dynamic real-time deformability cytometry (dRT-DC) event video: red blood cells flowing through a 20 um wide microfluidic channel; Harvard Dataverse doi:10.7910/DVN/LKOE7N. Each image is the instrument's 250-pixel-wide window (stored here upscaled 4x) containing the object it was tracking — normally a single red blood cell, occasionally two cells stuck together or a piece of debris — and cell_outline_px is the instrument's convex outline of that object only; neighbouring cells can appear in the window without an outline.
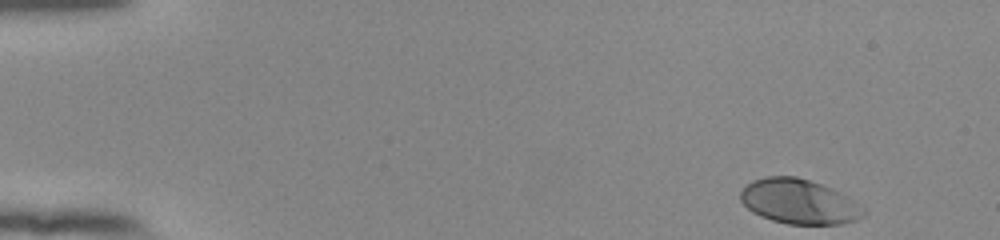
{"species": "human", "species_latin": "Homo sapiens", "temperature_condition": "room temperature", "stored_images_in_passage": 49, "camera_frame_rate_fps": 3000, "um_per_image_px": 0.085, "donor": {"sex": "female"}, "frame": {"image": 1, "passage_image": 1, "time_ms": 0.0, "image_size_px": [1000, 240], "cell_outline_px": [[868, 212], [864, 216], [856, 220], [840, 224], [788, 224], [772, 220], [760, 216], [752, 212], [740, 200], [740, 192], [752, 180], [764, 176], [796, 176], [832, 188], [840, 192]], "centroid_in_image_um": [67.9, 17.14], "position_along_channel_um": 17.1, "area_um2": 31.96}}
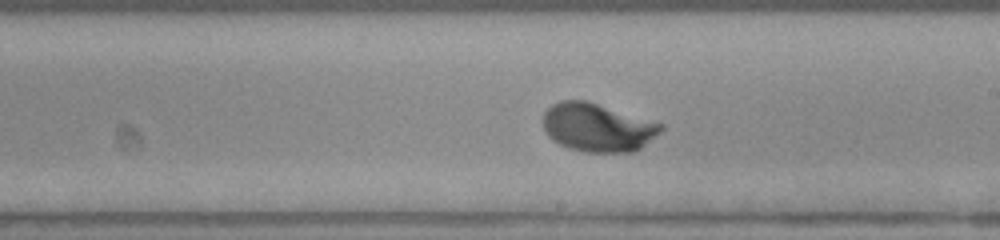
{"frame": {"image": 2, "passage_image": 28, "time_ms": 9.0, "image_size_px": [1000, 240], "cell_outline_px": [[664, 128], [660, 132], [640, 148], [632, 152], [584, 152], [568, 148], [552, 140], [548, 136], [544, 128], [544, 112], [552, 104], [560, 100], [588, 100], [664, 124]], "centroid_in_image_um": [50.79, 10.82], "position_along_channel_um": 238.2, "area_um2": 33.29}}
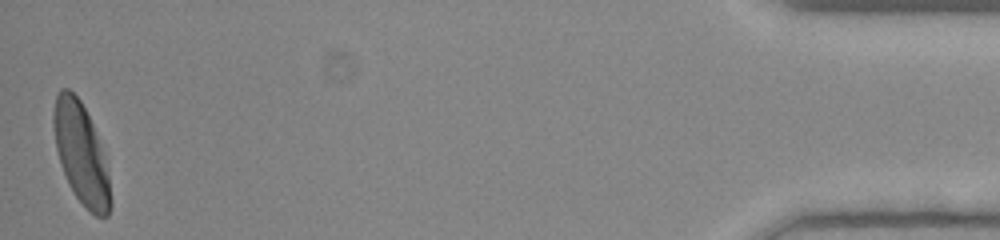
{"frame": {"image": 3, "passage_image": 49, "time_ms": 16.0, "image_size_px": [1000, 240], "cell_outline_px": [[112, 204], [108, 216], [96, 216], [76, 196], [68, 184], [60, 164], [56, 148], [52, 124], [52, 112], [56, 96], [60, 88], [68, 88], [80, 100], [92, 124], [100, 148], [108, 176], [112, 200]], "centroid_in_image_um": [6.85, 13.04], "position_along_channel_um": 428.4, "area_um2": 32.77}, "authors_computed_cell_mechanics": {"area_um2": 32.2524, "velocity_mm_per_s": 3.9045, "shape_relaxation_time_tau1_ms": 2.3945, "shape_relaxation_time_tau2_ms": null, "deformation_change_tau1": 0.17, "deformation_change_tau2": null}}